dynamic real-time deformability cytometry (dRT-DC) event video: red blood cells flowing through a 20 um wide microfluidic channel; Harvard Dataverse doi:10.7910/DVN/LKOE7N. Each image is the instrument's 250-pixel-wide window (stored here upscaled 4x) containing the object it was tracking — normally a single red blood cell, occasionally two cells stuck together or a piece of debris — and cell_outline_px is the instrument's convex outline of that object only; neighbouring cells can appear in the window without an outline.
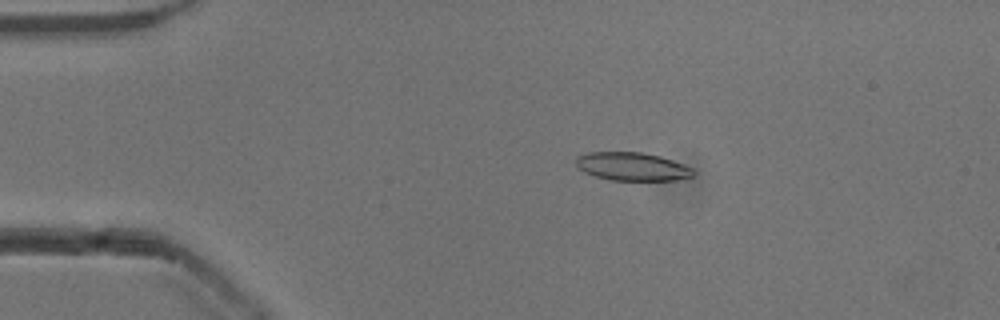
{"species": "common noctule bat (a hibernating species)", "species_latin": "Nyctalus noctula", "temperature_condition": "cold", "stored_images_in_passage": 47, "camera_frame_rate_fps": 3000, "um_per_image_px": 0.085, "animal": {"sex": "male", "body_mass_g": 13.3}, "frame": {"image": 1, "passage_image": 4, "time_ms": 1.0, "image_size_px": [1000, 320], "cell_outline_px": [[696, 172], [692, 176], [676, 180], [612, 180], [596, 176], [584, 172], [576, 164], [576, 156], [588, 152], [640, 152], [660, 156], [672, 160], [692, 168]], "centroid_in_image_um": [53.73, 14.15], "position_along_channel_um": 31.3, "area_um2": 19.19}}
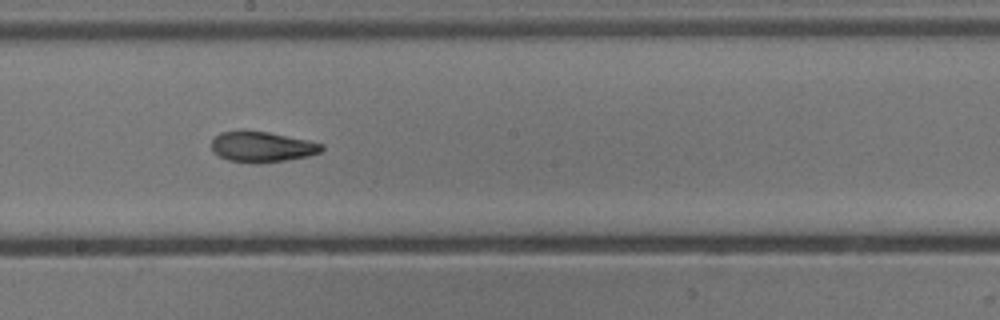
{"frame": {"image": 2, "passage_image": 23, "time_ms": 7.333, "image_size_px": [1000, 320], "cell_outline_px": [[324, 148], [320, 152], [308, 156], [260, 164], [256, 164], [228, 160], [212, 152], [212, 140], [220, 132], [240, 128], [244, 128], [268, 132], [308, 140], [324, 144]], "centroid_in_image_um": [22.23, 12.45], "position_along_channel_um": 226.0, "area_um2": 20.11}}
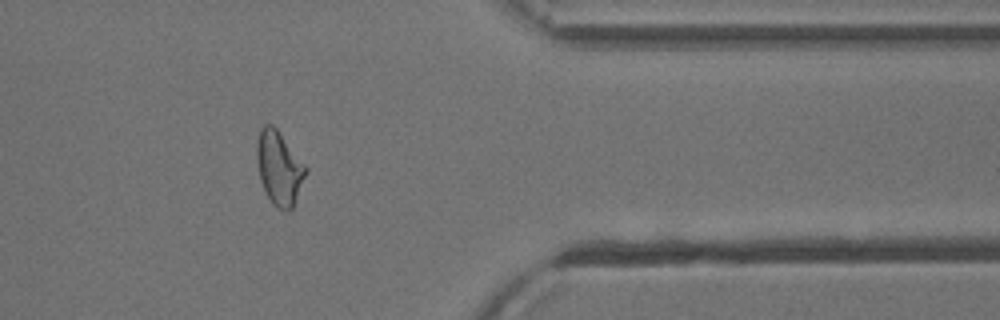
{"frame": {"image": 3, "passage_image": 37, "time_ms": 12.0, "image_size_px": [1000, 320], "cell_outline_px": [[308, 172], [292, 208], [288, 212], [272, 204], [260, 180], [256, 160], [256, 144], [260, 128], [264, 124], [272, 124], [276, 128], [308, 168]], "centroid_in_image_um": [23.73, 14.27], "position_along_channel_um": 387.7, "area_um2": 21.04}, "authors_computed_cell_mechanics": {"area_um2": 20.3456, "velocity_mm_per_s": 3.8656, "shape_relaxation_time_tau1_ms": 5.3785, "shape_relaxation_time_tau2_ms": 2.7119, "deformation_change_tau1": 0.15, "deformation_change_tau2": 0.0939}}